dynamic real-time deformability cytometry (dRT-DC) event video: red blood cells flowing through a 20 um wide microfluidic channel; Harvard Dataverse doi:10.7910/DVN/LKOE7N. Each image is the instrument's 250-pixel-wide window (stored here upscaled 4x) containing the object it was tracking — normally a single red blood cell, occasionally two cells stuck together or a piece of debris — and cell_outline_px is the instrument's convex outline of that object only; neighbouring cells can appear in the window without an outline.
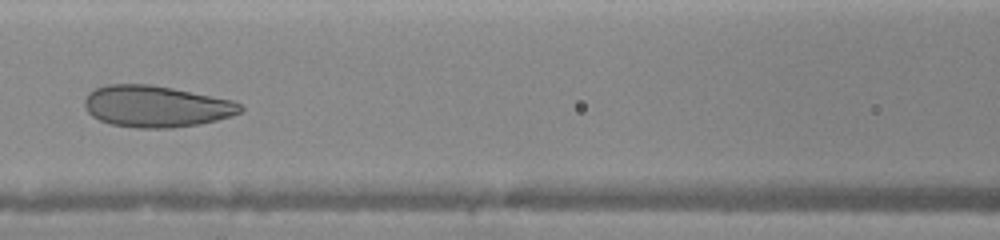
{"species": "human", "species_latin": "Homo sapiens", "temperature_condition": "warm", "stored_images_in_passage": 8, "camera_frame_rate_fps": 3000, "um_per_image_px": 0.085, "donor": {"sex": "female"}, "frame": {"image": 1, "passage_image": 6, "time_ms": 5.333, "image_size_px": [1000, 240], "cell_outline_px": [[244, 108], [240, 112], [232, 116], [200, 124], [172, 128], [136, 128], [112, 124], [100, 120], [92, 116], [88, 112], [84, 104], [84, 100], [88, 92], [96, 88], [108, 84], [148, 84], [172, 88], [232, 100], [240, 104]], "centroid_in_image_um": [13.26, 9.04], "position_along_channel_um": 153.3, "area_um2": 37.63}}
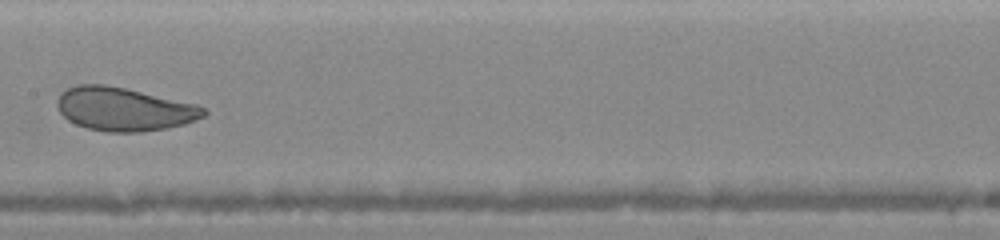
{"frame": {"image": 2, "passage_image": 7, "time_ms": 6.333, "image_size_px": [1000, 240], "cell_outline_px": [[208, 112], [204, 116], [196, 120], [184, 124], [168, 128], [140, 132], [104, 132], [88, 128], [76, 124], [68, 120], [60, 112], [56, 104], [56, 100], [60, 92], [76, 84], [104, 84], [124, 88], [196, 104], [204, 108]], "centroid_in_image_um": [10.52, 9.28], "position_along_channel_um": 196.9, "area_um2": 37.11}}
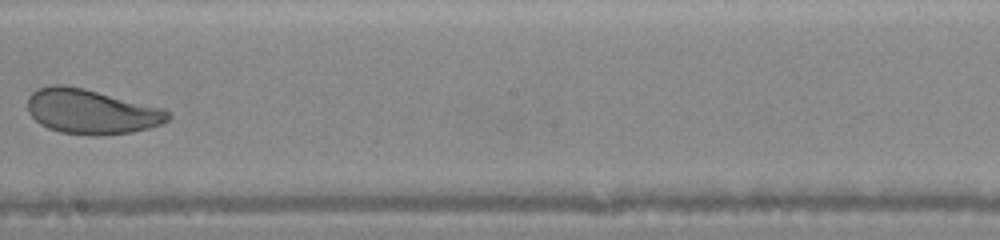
{"frame": {"image": 3, "passage_image": 8, "time_ms": 7.333, "image_size_px": [1000, 240], "cell_outline_px": [[172, 116], [168, 120], [160, 124], [148, 128], [132, 132], [104, 136], [88, 136], [60, 132], [48, 128], [40, 124], [28, 112], [28, 96], [36, 88], [52, 84], [64, 84], [84, 88], [164, 108], [172, 112]], "centroid_in_image_um": [7.76, 9.48], "position_along_channel_um": 240.4, "area_um2": 37.17}}